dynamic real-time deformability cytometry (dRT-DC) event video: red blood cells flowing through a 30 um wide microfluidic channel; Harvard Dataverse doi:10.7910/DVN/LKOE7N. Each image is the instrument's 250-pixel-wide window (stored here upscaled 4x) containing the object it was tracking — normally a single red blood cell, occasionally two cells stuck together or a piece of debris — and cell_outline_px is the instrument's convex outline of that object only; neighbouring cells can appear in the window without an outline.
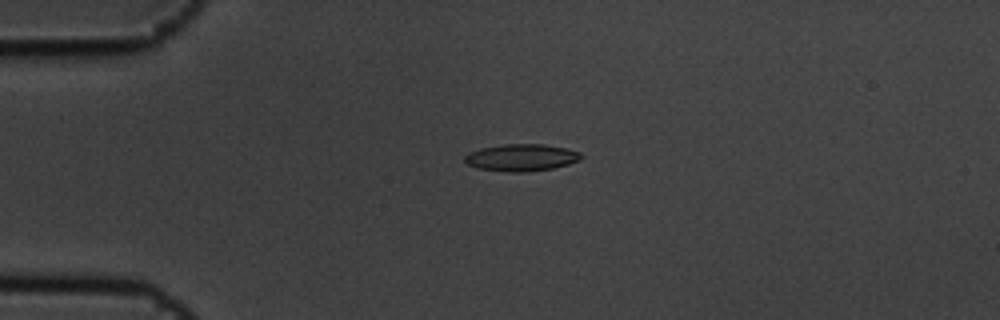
{"species": "common noctule bat (a hibernating species)", "species_latin": "Nyctalus noctula", "temperature_condition": "cold", "stored_images_in_passage": 3, "camera_frame_rate_fps": 3000, "um_per_image_px": 0.085, "animal": {"sex": "male", "body_mass_g": 19.5, "forearm_length_mm": 54.6}, "frame": {"image": 1, "passage_image": 1, "time_ms": 0.0, "image_size_px": [1000, 320], "cell_outline_px": [[584, 156], [580, 160], [568, 164], [552, 168], [524, 172], [512, 172], [476, 168], [468, 164], [464, 160], [464, 156], [468, 152], [480, 148], [504, 144], [544, 144], [568, 148], [580, 152]], "centroid_in_image_um": [44.33, 13.38], "position_along_channel_um": 40.7, "area_um2": 18.44}}
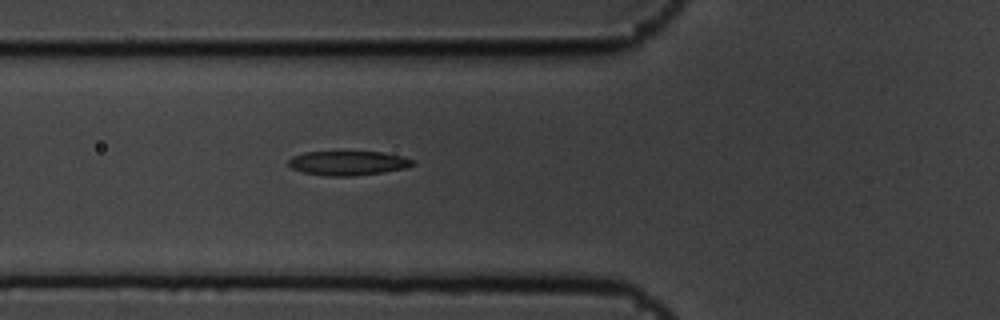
{"frame": {"image": 2, "passage_image": 3, "time_ms": 0.667, "image_size_px": [1000, 320], "cell_outline_px": [[416, 164], [408, 168], [352, 176], [328, 176], [304, 172], [292, 168], [288, 164], [288, 160], [292, 156], [304, 152], [380, 152], [404, 156], [412, 160]], "centroid_in_image_um": [29.59, 13.86], "position_along_channel_um": 96.2, "area_um2": 17.51}}